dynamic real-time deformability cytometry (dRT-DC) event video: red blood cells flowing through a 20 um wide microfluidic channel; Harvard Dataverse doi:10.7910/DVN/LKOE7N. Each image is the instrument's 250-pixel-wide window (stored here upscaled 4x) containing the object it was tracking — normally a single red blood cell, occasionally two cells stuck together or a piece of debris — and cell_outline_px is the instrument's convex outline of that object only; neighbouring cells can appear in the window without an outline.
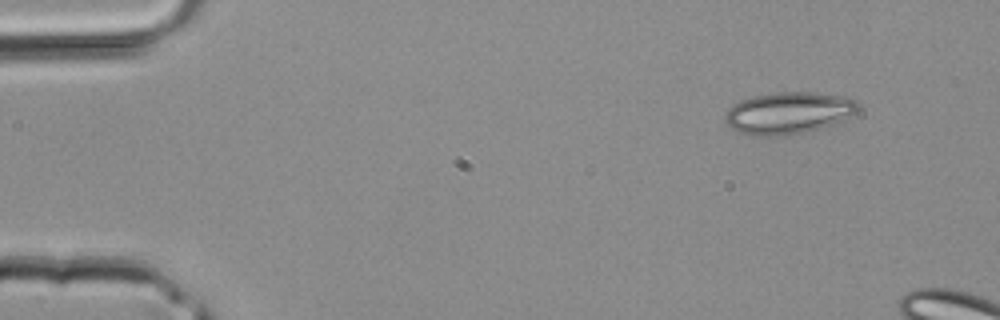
{"species": "common noctule bat (a hibernating species)", "species_latin": "Nyctalus noctula", "temperature_condition": "room temperature", "stored_images_in_passage": 7, "camera_frame_rate_fps": 3000, "um_per_image_px": 0.085, "animal": {"sex": "male", "body_mass_g": 20.4}, "frame": {"image": 1, "passage_image": 1, "time_ms": 0.0, "image_size_px": [1000, 320], "cell_outline_px": [[860, 108], [856, 112], [832, 124], [820, 128], [804, 132], [784, 136], [752, 136], [740, 132], [732, 128], [724, 120], [724, 112], [732, 104], [740, 100], [756, 96], [776, 92], [812, 92], [840, 96], [856, 100], [860, 104]], "centroid_in_image_um": [66.97, 9.6], "position_along_channel_um": 18.0, "area_um2": 32.43}}